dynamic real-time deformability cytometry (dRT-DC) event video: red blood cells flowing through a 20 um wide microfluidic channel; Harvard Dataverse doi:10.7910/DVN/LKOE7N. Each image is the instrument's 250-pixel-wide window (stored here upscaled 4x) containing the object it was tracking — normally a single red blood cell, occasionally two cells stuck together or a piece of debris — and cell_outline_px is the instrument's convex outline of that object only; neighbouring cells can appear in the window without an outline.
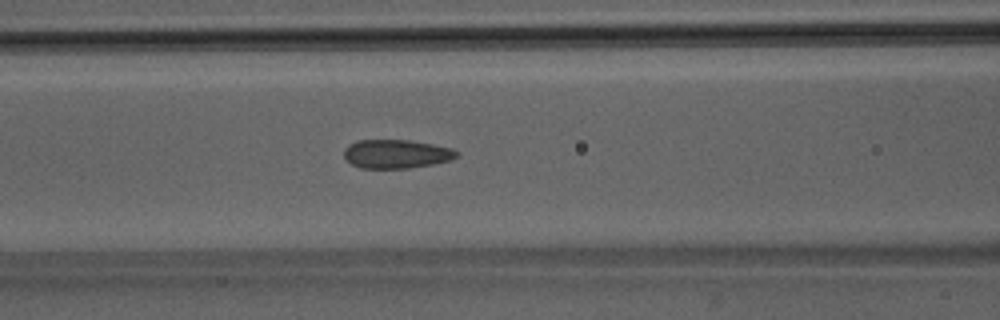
{"species": "Egyptian fruit bat (a non-hibernating species)", "species_latin": "Rousettus aegyptiacus", "temperature_condition": "room temperature", "stored_images_in_passage": 45, "camera_frame_rate_fps": 3000, "um_per_image_px": 0.085, "animal": {"sex": "male"}, "frame": {"image": 1, "passage_image": 16, "time_ms": 5.0, "image_size_px": [1000, 320], "cell_outline_px": [[460, 152], [452, 160], [432, 164], [408, 168], [360, 168], [352, 164], [344, 156], [344, 148], [348, 144], [356, 140], [408, 140], [432, 144], [452, 148]], "centroid_in_image_um": [33.68, 13.08], "position_along_channel_um": 132.9, "area_um2": 18.9}}
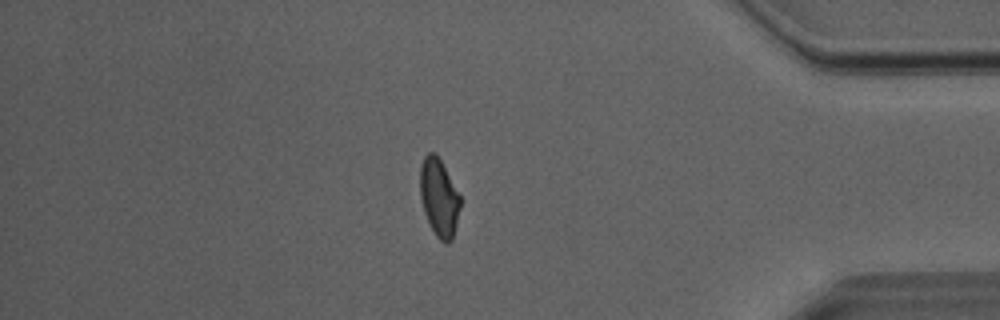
{"frame": {"image": 2, "passage_image": 38, "time_ms": 12.333, "image_size_px": [1000, 320], "cell_outline_px": [[460, 208], [452, 240], [448, 244], [444, 244], [436, 236], [424, 212], [420, 196], [420, 164], [424, 156], [428, 152], [436, 152], [460, 196]], "centroid_in_image_um": [37.3, 16.78], "position_along_channel_um": 397.9, "area_um2": 18.15}}
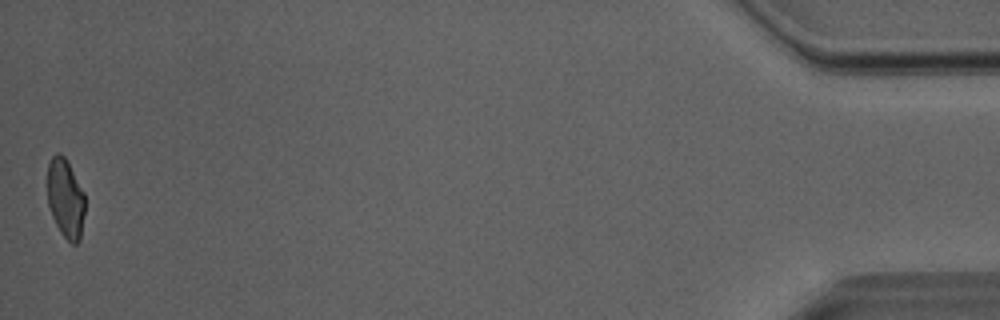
{"frame": {"image": 3, "passage_image": 45, "time_ms": 14.667, "image_size_px": [1000, 320], "cell_outline_px": [[84, 212], [80, 240], [76, 244], [72, 244], [60, 232], [52, 216], [48, 204], [48, 164], [52, 156], [56, 152], [60, 152], [64, 156], [84, 192]], "centroid_in_image_um": [5.56, 16.86], "position_along_channel_um": 429.6, "area_um2": 17.17}, "authors_computed_cell_mechanics": {"area_um2": 18.9584, "velocity_mm_per_s": 4.0606, "shape_relaxation_time_tau1_ms": null, "shape_relaxation_time_tau2_ms": 1.1327, "deformation_change_tau1": null, "deformation_change_tau2": 0.0633}}